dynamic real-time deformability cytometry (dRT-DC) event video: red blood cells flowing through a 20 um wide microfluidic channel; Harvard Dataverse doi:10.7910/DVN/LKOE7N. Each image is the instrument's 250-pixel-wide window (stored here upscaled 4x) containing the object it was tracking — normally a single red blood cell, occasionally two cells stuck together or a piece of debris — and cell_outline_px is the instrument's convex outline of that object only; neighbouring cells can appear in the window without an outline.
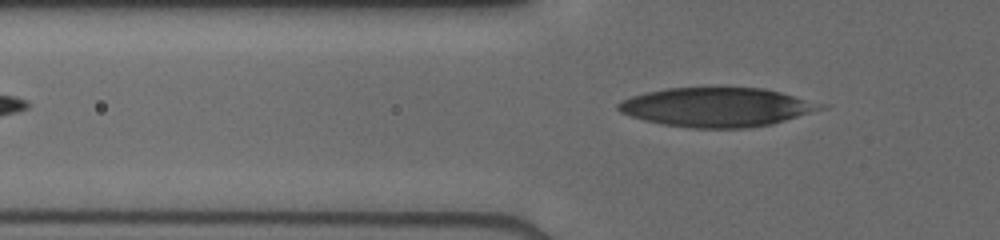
{"species": "human", "species_latin": "Homo sapiens", "temperature_condition": "cold", "stored_images_in_passage": 14, "segment_of_instrument_passage": [2, 2], "camera_frame_rate_fps": 3000, "um_per_image_px": 0.085, "donor": {"sex": "male"}, "frame": {"image": 1, "passage_image": 14, "time_ms": 5.333, "image_size_px": [1000, 240], "cell_outline_px": [[832, 104], [828, 108], [772, 124], [744, 128], [692, 128], [664, 124], [644, 120], [620, 112], [616, 108], [616, 104], [632, 96], [648, 92], [668, 88], [764, 88]], "centroid_in_image_um": [61.05, 9.11], "position_along_channel_um": 64.8, "area_um2": 46.36}}